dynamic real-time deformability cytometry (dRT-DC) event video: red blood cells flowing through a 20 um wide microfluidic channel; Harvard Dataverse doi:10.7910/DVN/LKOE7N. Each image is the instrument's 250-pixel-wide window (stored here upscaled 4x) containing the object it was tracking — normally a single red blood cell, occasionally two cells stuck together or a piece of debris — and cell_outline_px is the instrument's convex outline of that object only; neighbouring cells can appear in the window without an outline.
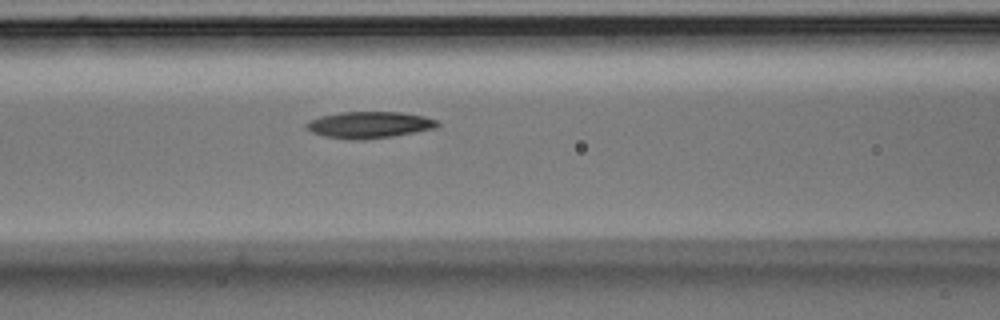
{"species": "Egyptian fruit bat (a non-hibernating species)", "species_latin": "Rousettus aegyptiacus", "temperature_condition": "room temperature", "stored_images_in_passage": 39, "camera_frame_rate_fps": 3000, "um_per_image_px": 0.085, "animal": {"sex": "male"}, "frame": {"image": 1, "passage_image": 17, "time_ms": 5.333, "image_size_px": [1000, 320], "cell_outline_px": [[440, 124], [436, 128], [392, 136], [364, 140], [360, 140], [324, 136], [312, 132], [304, 124], [308, 120], [320, 116], [340, 112], [400, 112], [424, 116], [436, 120]], "centroid_in_image_um": [31.38, 10.6], "position_along_channel_um": 135.2, "area_um2": 20.17}}
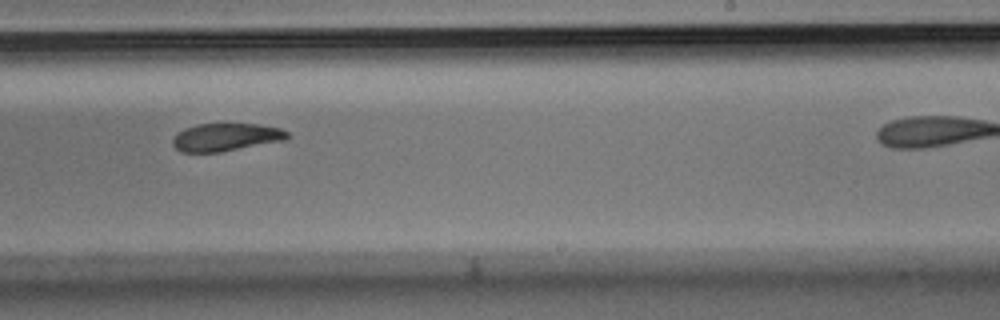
{"frame": {"image": 2, "passage_image": 28, "time_ms": 9.0, "image_size_px": [1000, 320], "cell_outline_px": [[288, 136], [284, 140], [220, 152], [180, 152], [172, 144], [172, 140], [176, 132], [184, 128], [196, 124], [256, 124], [280, 128], [288, 132]], "centroid_in_image_um": [19.14, 11.65], "position_along_channel_um": 269.9, "area_um2": 18.5}}
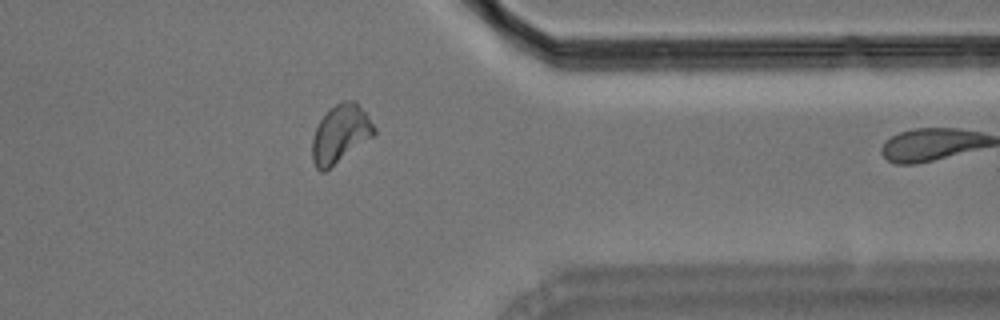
{"frame": {"image": 3, "passage_image": 38, "time_ms": 12.333, "image_size_px": [1000, 320], "cell_outline_px": [[376, 132], [372, 136], [324, 172], [320, 172], [316, 168], [312, 160], [312, 140], [316, 128], [320, 120], [328, 108], [344, 100], [356, 100], [368, 116], [376, 128]], "centroid_in_image_um": [28.91, 11.35], "position_along_channel_um": 382.5, "area_um2": 20.75}}